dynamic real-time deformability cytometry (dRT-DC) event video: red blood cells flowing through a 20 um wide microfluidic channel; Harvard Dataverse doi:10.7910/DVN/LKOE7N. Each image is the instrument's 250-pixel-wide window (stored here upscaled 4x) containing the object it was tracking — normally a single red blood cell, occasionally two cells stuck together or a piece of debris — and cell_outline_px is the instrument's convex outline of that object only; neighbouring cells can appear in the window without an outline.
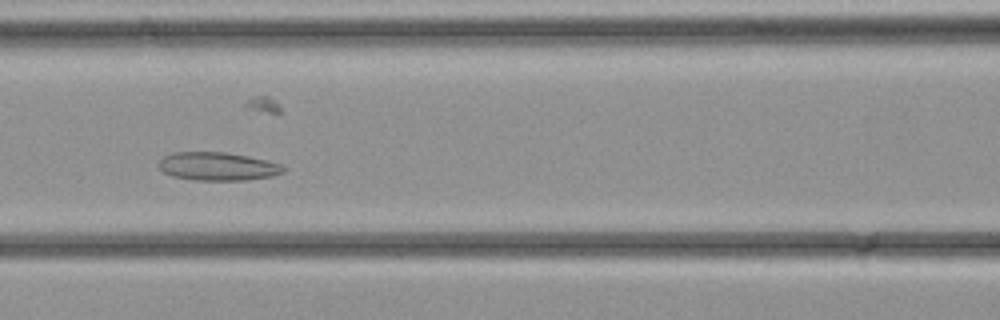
{"species": "common noctule bat (a hibernating species)", "species_latin": "Nyctalus noctula", "temperature_condition": "cold", "stored_images_in_passage": 34, "camera_frame_rate_fps": 3000, "um_per_image_px": 0.085, "animal": {"sex": "female", "body_mass_g": 21.9}, "frame": {"image": 1, "passage_image": 13, "time_ms": 4.0, "image_size_px": [1000, 320], "cell_outline_px": [[288, 168], [284, 172], [272, 176], [244, 180], [196, 180], [172, 176], [164, 172], [156, 164], [164, 156], [172, 152], [224, 152], [248, 156], [268, 160], [280, 164]], "centroid_in_image_um": [18.51, 14.14], "position_along_channel_um": 148.1, "area_um2": 20.63}}
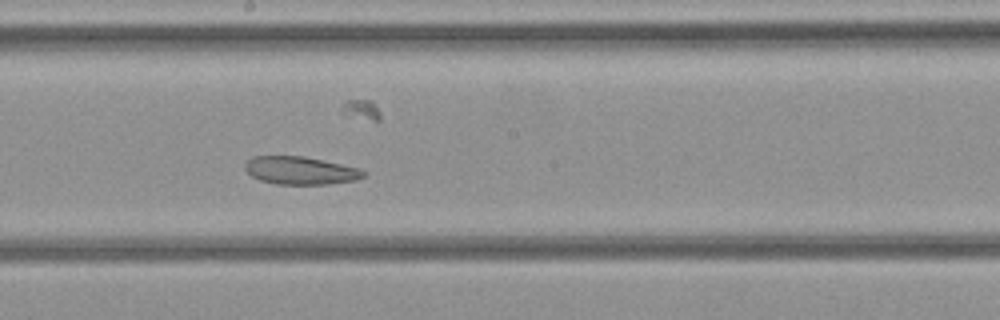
{"frame": {"image": 2, "passage_image": 17, "time_ms": 5.333, "image_size_px": [1000, 320], "cell_outline_px": [[368, 172], [364, 176], [356, 180], [328, 184], [276, 184], [260, 180], [252, 176], [244, 168], [244, 164], [252, 156], [304, 156], [360, 168]], "centroid_in_image_um": [25.55, 14.49], "position_along_channel_um": 222.6, "area_um2": 19.31}}
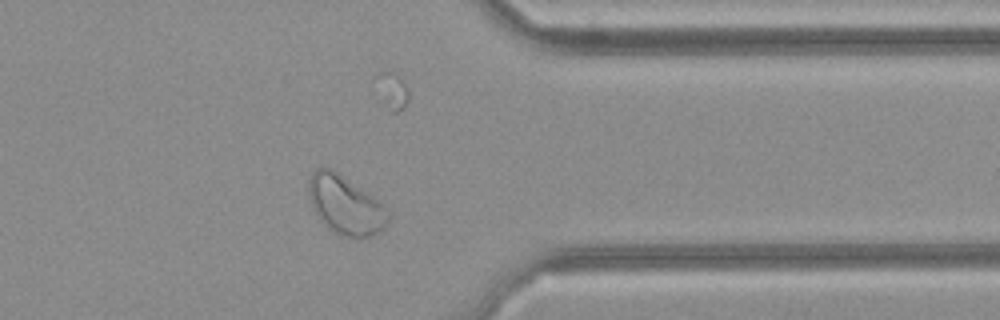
{"frame": {"image": 3, "passage_image": 26, "time_ms": 8.333, "image_size_px": [1000, 320], "cell_outline_px": [[392, 216], [384, 228], [380, 232], [368, 236], [344, 236], [332, 232], [316, 216], [308, 196], [308, 180], [312, 172], [316, 168], [328, 168], [336, 172], [384, 204], [392, 212]], "centroid_in_image_um": [29.37, 17.45], "position_along_channel_um": 382.0, "area_um2": 27.17}}